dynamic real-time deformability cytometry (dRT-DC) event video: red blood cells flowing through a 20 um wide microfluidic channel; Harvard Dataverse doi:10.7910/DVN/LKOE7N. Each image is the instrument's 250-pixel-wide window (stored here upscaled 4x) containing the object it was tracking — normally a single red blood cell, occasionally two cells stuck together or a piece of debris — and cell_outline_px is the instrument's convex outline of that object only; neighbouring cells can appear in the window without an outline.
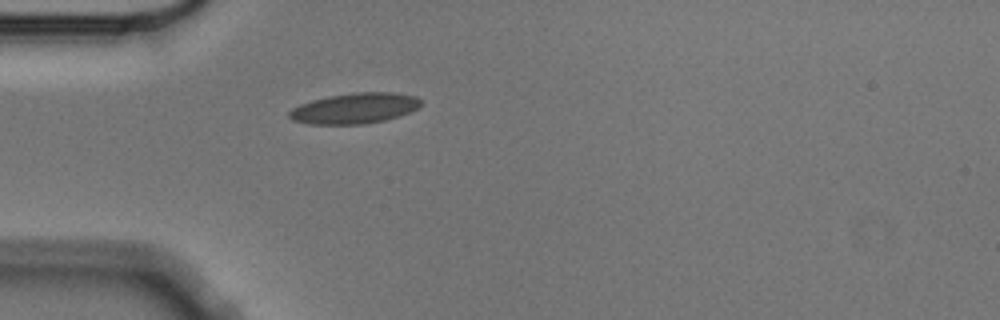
{"species": "Egyptian fruit bat (a non-hibernating species)", "species_latin": "Rousettus aegyptiacus", "temperature_condition": "cold", "stored_images_in_passage": 1, "camera_frame_rate_fps": 3000, "um_per_image_px": 0.085, "animal": {"sex": "male"}, "frame": {"image": 1, "passage_image": 1, "time_ms": 0.0, "image_size_px": [1000, 320], "cell_outline_px": [[420, 104], [416, 108], [408, 112], [384, 120], [364, 124], [308, 124], [292, 120], [288, 116], [288, 112], [292, 108], [300, 104], [312, 100], [328, 96], [356, 92], [392, 92], [416, 96], [420, 100]], "centroid_in_image_um": [30.09, 9.2], "position_along_channel_um": 54.9, "area_um2": 23.29}}